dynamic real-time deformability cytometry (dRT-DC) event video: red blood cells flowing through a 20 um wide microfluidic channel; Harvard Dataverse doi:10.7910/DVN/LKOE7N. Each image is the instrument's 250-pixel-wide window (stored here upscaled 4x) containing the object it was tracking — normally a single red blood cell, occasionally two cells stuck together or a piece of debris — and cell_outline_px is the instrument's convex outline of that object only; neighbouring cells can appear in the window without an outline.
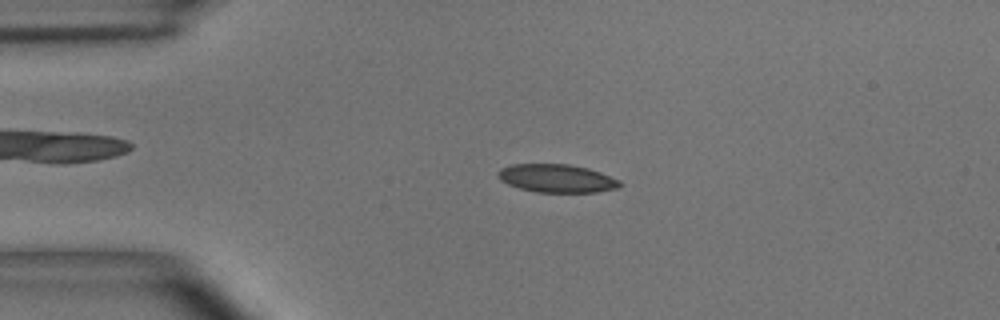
{"species": "common noctule bat (a hibernating species)", "species_latin": "Nyctalus noctula", "temperature_condition": "room temperature", "stored_images_in_passage": 54, "camera_frame_rate_fps": 3000, "um_per_image_px": 0.085, "animal": {"sex": "male", "body_mass_g": 15.6}, "frame": {"image": 1, "passage_image": 11, "time_ms": 3.333, "image_size_px": [1000, 320], "cell_outline_px": [[624, 184], [620, 188], [596, 192], [536, 192], [520, 188], [508, 184], [500, 180], [496, 176], [496, 172], [500, 168], [512, 164], [568, 164], [588, 168], [600, 172], [620, 180]], "centroid_in_image_um": [47.33, 15.16], "position_along_channel_um": 37.7, "area_um2": 20.23}}
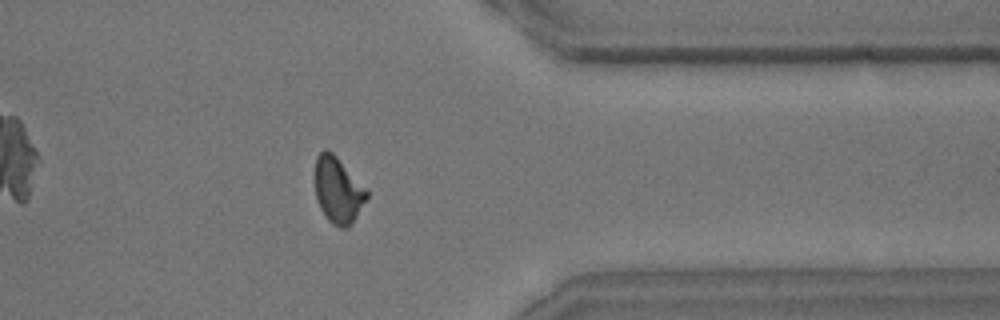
{"frame": {"image": 2, "passage_image": 43, "time_ms": 14.0, "image_size_px": [1000, 320], "cell_outline_px": [[368, 196], [356, 216], [348, 228], [340, 228], [332, 224], [328, 220], [320, 208], [316, 196], [316, 156], [324, 148], [328, 148], [336, 156], [368, 192]], "centroid_in_image_um": [28.71, 16.17], "position_along_channel_um": 382.7, "area_um2": 19.48}}
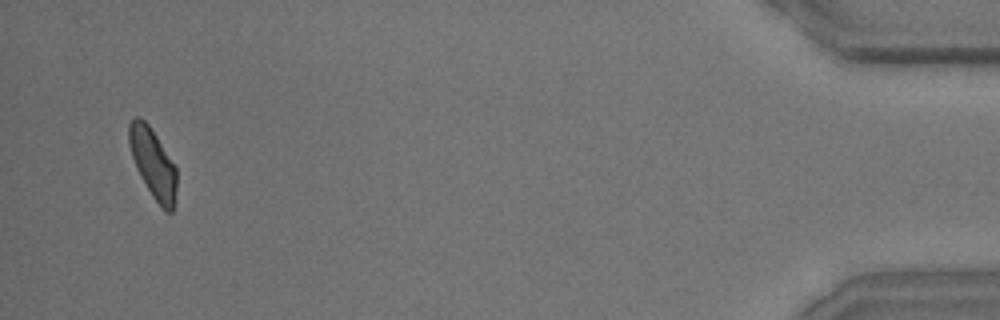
{"frame": {"image": 3, "passage_image": 52, "time_ms": 17.0, "image_size_px": [1000, 320], "cell_outline_px": [[176, 188], [172, 212], [164, 212], [152, 196], [140, 176], [136, 168], [132, 156], [128, 140], [128, 124], [136, 116], [140, 116], [148, 124], [156, 136], [176, 168]], "centroid_in_image_um": [12.98, 13.89], "position_along_channel_um": 422.2, "area_um2": 19.07}, "authors_computed_cell_mechanics": {"area_um2": 20.0277, "velocity_mm_per_s": 3.6149, "shape_relaxation_time_tau1_ms": 5.4958, "shape_relaxation_time_tau2_ms": 2.3721, "deformation_change_tau1": 0.1456, "deformation_change_tau2": 0.0751}}